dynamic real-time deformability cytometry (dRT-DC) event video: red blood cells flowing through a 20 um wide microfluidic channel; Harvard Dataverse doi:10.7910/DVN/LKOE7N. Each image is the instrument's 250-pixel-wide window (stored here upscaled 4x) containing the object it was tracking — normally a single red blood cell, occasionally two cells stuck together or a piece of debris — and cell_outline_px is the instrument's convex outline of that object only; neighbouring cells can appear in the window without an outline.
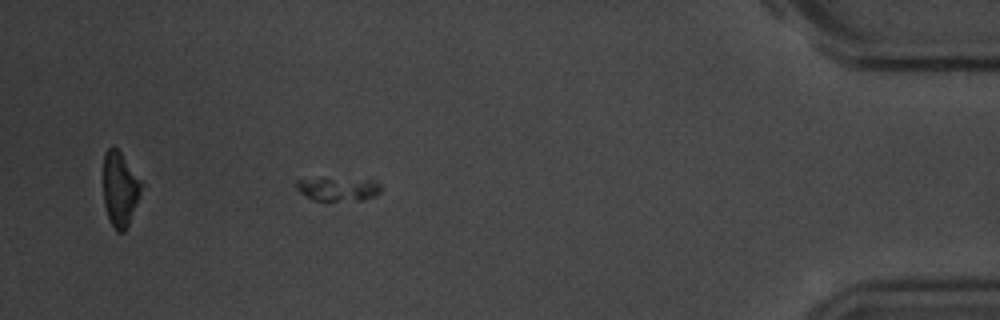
{"species": "common noctule bat (a hibernating species)", "species_latin": "Nyctalus noctula", "temperature_condition": "room temperature", "stored_images_in_passage": 43, "camera_frame_rate_fps": 3000, "um_per_image_px": 0.085, "animal": {"sex": "male", "body_mass_g": 20.1, "forearm_length_mm": 53.5}, "frame": {"image": 1, "passage_image": 38, "time_ms": 12.333, "image_size_px": [1000, 320], "cell_outline_px": [[380, 192], [364, 200], [312, 200], [300, 192], [296, 188], [296, 180], [320, 176], [324, 176], [376, 180], [380, 184]], "centroid_in_image_um": [28.7, 16.01], "position_along_channel_um": 406.5, "area_um2": 12.2}}